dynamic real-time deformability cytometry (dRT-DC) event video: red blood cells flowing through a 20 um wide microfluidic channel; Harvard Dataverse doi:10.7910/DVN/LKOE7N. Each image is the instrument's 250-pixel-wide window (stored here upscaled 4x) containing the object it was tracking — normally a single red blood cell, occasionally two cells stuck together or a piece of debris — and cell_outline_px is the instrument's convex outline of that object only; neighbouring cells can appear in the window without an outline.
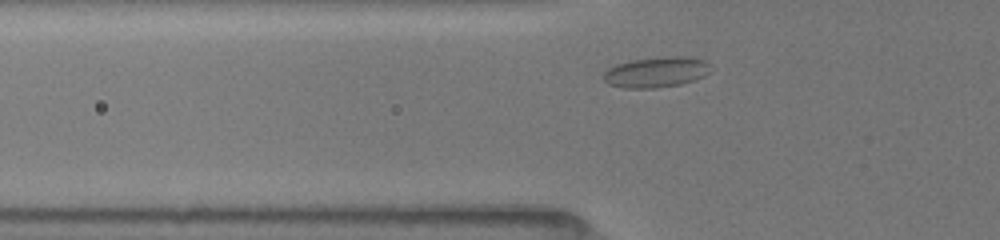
{"species": "common noctule bat (a hibernating species)", "species_latin": "Nyctalus noctula", "temperature_condition": "room temperature", "stored_images_in_passage": 32, "camera_frame_rate_fps": 3000, "um_per_image_px": 0.085, "animal": {"sex": "female", "body_mass_g": 19.5, "forearm_length_mm": 54.1}, "frame": {"image": 1, "passage_image": 4, "time_ms": 1.0, "image_size_px": [1000, 240], "cell_outline_px": [[708, 72], [704, 76], [696, 80], [680, 84], [656, 88], [624, 88], [608, 84], [604, 80], [604, 72], [608, 68], [616, 64], [632, 60], [668, 56], [684, 56], [704, 60], [708, 64]], "centroid_in_image_um": [55.75, 6.14], "position_along_channel_um": 70.0, "area_um2": 18.96}}
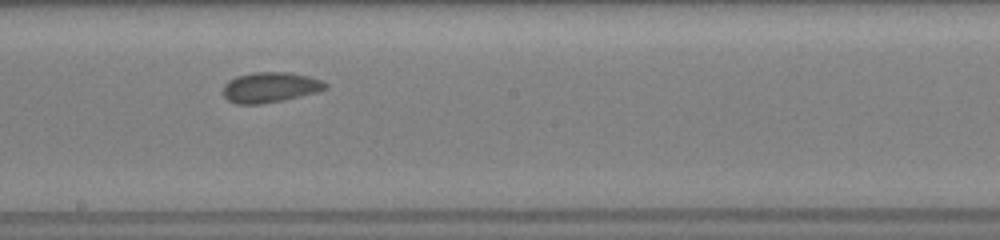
{"frame": {"image": 2, "passage_image": 14, "time_ms": 5.0, "image_size_px": [1000, 240], "cell_outline_px": [[328, 88], [316, 92], [284, 100], [260, 104], [236, 104], [228, 100], [224, 96], [224, 84], [228, 80], [236, 76], [252, 72], [288, 72], [308, 76], [320, 80], [328, 84]], "centroid_in_image_um": [22.95, 7.42], "position_along_channel_um": 225.3, "area_um2": 18.09}}
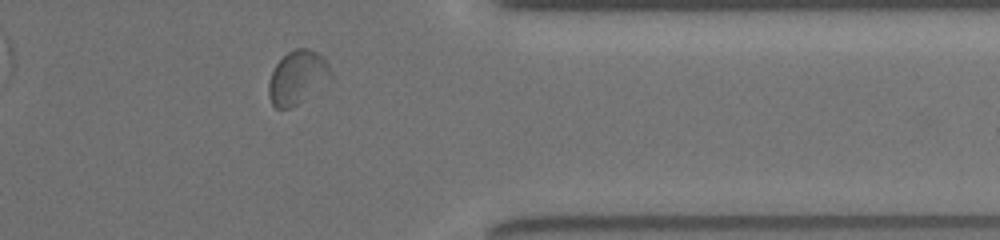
{"frame": {"image": 3, "passage_image": 25, "time_ms": 9.333, "image_size_px": [1000, 240], "cell_outline_px": [[332, 76], [296, 104], [288, 108], [276, 108], [272, 104], [268, 96], [268, 84], [272, 72], [276, 64], [288, 52], [296, 48], [308, 48], [316, 52], [328, 64], [332, 72]], "centroid_in_image_um": [25.24, 6.56], "position_along_channel_um": 386.2, "area_um2": 18.67}, "authors_computed_cell_mechanics": {"area_um2": 18.0336, "velocity_mm_per_s": 3.9301, "shape_relaxation_time_tau1_ms": 1.3191, "shape_relaxation_time_tau2_ms": 0.5054, "deformation_change_tau1": 0.0565, "deformation_change_tau2": 0.0496}}